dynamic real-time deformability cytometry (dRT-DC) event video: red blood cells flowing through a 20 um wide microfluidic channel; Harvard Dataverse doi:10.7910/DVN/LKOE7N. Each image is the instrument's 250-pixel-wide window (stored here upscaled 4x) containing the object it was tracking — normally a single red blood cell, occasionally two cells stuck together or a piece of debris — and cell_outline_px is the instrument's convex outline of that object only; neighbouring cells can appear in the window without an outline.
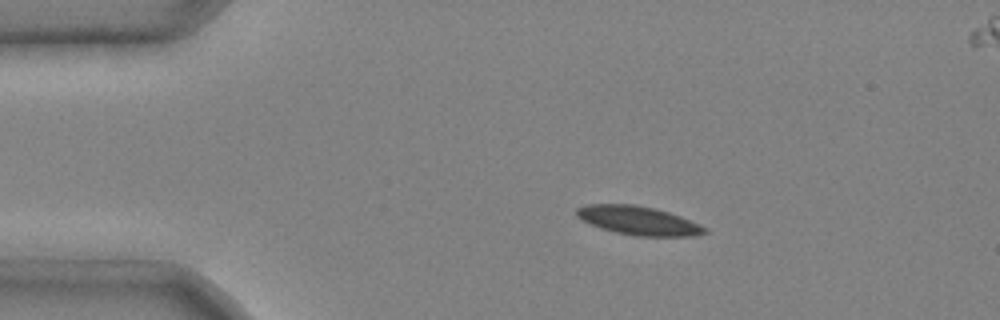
{"species": "common noctule bat (a hibernating species)", "species_latin": "Nyctalus noctula", "temperature_condition": "cold", "stored_images_in_passage": 4, "segment_of_instrument_passage": [1, 2], "camera_frame_rate_fps": 3000, "um_per_image_px": 0.085, "animal": {"sex": "male", "body_mass_g": 20.4}, "frame": {"image": 1, "passage_image": 2, "time_ms": 0.333, "image_size_px": [1000, 320], "cell_outline_px": [[708, 232], [696, 236], [636, 236], [616, 232], [600, 228], [576, 216], [576, 208], [584, 204], [632, 204], [652, 208], [668, 212], [680, 216], [708, 228]], "centroid_in_image_um": [54.27, 18.75], "position_along_channel_um": 30.7, "area_um2": 21.33}}